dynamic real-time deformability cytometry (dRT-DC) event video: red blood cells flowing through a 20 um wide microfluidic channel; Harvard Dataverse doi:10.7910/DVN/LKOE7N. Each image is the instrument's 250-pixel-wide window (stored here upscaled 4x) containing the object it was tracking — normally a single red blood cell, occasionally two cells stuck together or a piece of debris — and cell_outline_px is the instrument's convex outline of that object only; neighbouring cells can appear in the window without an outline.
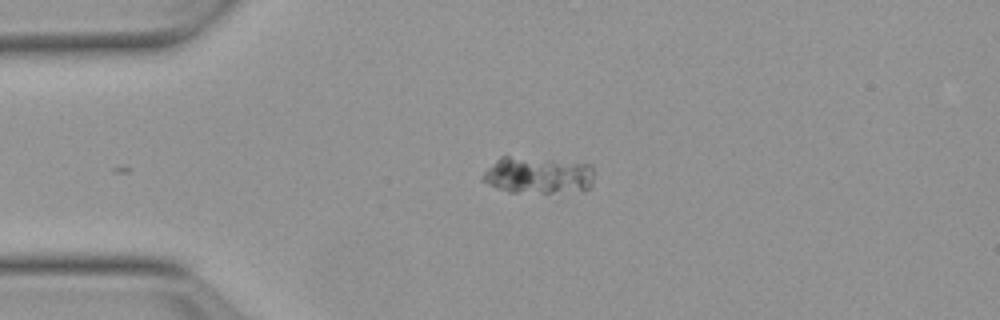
{"species": "Egyptian fruit bat (a non-hibernating species)", "species_latin": "Rousettus aegyptiacus", "temperature_condition": "warm", "stored_images_in_passage": 33, "camera_frame_rate_fps": 3000, "um_per_image_px": 0.085, "animal": {"sex": "female"}, "frame": {"image": 1, "passage_image": 1, "time_ms": 0.0, "image_size_px": [1000, 320], "cell_outline_px": [[592, 184], [584, 192], [508, 192], [496, 188], [480, 180], [480, 176], [500, 156], [508, 156], [552, 160], [592, 164]], "centroid_in_image_um": [45.71, 14.91], "position_along_channel_um": 39.3, "area_um2": 23.99}}
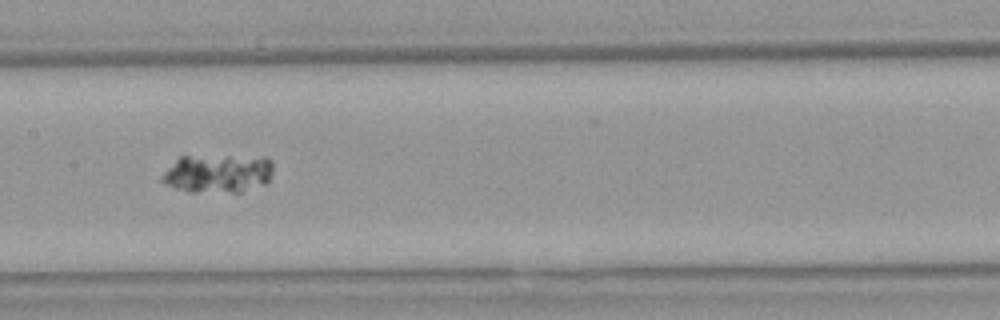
{"frame": {"image": 2, "passage_image": 15, "time_ms": 4.667, "image_size_px": [1000, 320], "cell_outline_px": [[272, 172], [268, 180], [264, 184], [240, 192], [188, 192], [164, 184], [160, 180], [160, 176], [180, 156], [268, 156], [272, 160]], "centroid_in_image_um": [18.52, 14.74], "position_along_channel_um": 188.9, "area_um2": 25.2}}
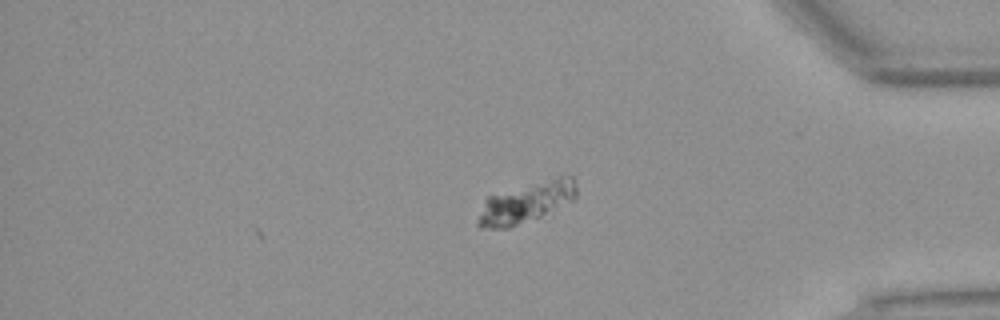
{"frame": {"image": 3, "passage_image": 33, "time_ms": 10.667, "image_size_px": [1000, 320], "cell_outline_px": [[576, 196], [572, 200], [540, 216], [508, 228], [480, 228], [476, 224], [476, 220], [484, 200], [488, 196], [556, 176], [572, 176], [576, 184]], "centroid_in_image_um": [44.69, 17.21], "position_along_channel_um": 390.5, "area_um2": 23.0}}